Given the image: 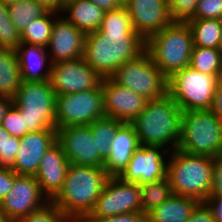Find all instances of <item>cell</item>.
I'll list each match as a JSON object with an SVG mask.
<instances>
[{"instance_id": "6da1fadb", "label": "cell", "mask_w": 222, "mask_h": 222, "mask_svg": "<svg viewBox=\"0 0 222 222\" xmlns=\"http://www.w3.org/2000/svg\"><path fill=\"white\" fill-rule=\"evenodd\" d=\"M145 50V40L133 29L124 5L104 13L97 31L85 35V62L102 78H109L125 62Z\"/></svg>"}, {"instance_id": "7a4b0ae2", "label": "cell", "mask_w": 222, "mask_h": 222, "mask_svg": "<svg viewBox=\"0 0 222 222\" xmlns=\"http://www.w3.org/2000/svg\"><path fill=\"white\" fill-rule=\"evenodd\" d=\"M108 178L104 168L70 164L61 190L51 201L72 222H82L93 210Z\"/></svg>"}, {"instance_id": "3957f363", "label": "cell", "mask_w": 222, "mask_h": 222, "mask_svg": "<svg viewBox=\"0 0 222 222\" xmlns=\"http://www.w3.org/2000/svg\"><path fill=\"white\" fill-rule=\"evenodd\" d=\"M181 108L167 93L147 101L142 112L131 122L142 146L178 149L181 136Z\"/></svg>"}, {"instance_id": "277c9868", "label": "cell", "mask_w": 222, "mask_h": 222, "mask_svg": "<svg viewBox=\"0 0 222 222\" xmlns=\"http://www.w3.org/2000/svg\"><path fill=\"white\" fill-rule=\"evenodd\" d=\"M167 178L173 194L206 202L212 191L213 157L170 151Z\"/></svg>"}, {"instance_id": "5b68a950", "label": "cell", "mask_w": 222, "mask_h": 222, "mask_svg": "<svg viewBox=\"0 0 222 222\" xmlns=\"http://www.w3.org/2000/svg\"><path fill=\"white\" fill-rule=\"evenodd\" d=\"M145 50L158 69L170 78L175 72L190 66L193 50L190 26L187 22L172 21L145 41Z\"/></svg>"}, {"instance_id": "8992f818", "label": "cell", "mask_w": 222, "mask_h": 222, "mask_svg": "<svg viewBox=\"0 0 222 222\" xmlns=\"http://www.w3.org/2000/svg\"><path fill=\"white\" fill-rule=\"evenodd\" d=\"M12 99L27 132L56 130V94L49 80L22 81Z\"/></svg>"}, {"instance_id": "52a82bcc", "label": "cell", "mask_w": 222, "mask_h": 222, "mask_svg": "<svg viewBox=\"0 0 222 222\" xmlns=\"http://www.w3.org/2000/svg\"><path fill=\"white\" fill-rule=\"evenodd\" d=\"M178 149L210 157L222 154V122L211 110L183 111Z\"/></svg>"}, {"instance_id": "ba28073f", "label": "cell", "mask_w": 222, "mask_h": 222, "mask_svg": "<svg viewBox=\"0 0 222 222\" xmlns=\"http://www.w3.org/2000/svg\"><path fill=\"white\" fill-rule=\"evenodd\" d=\"M109 78L148 101L168 93V78L158 69L146 50L118 67Z\"/></svg>"}, {"instance_id": "9c48e42d", "label": "cell", "mask_w": 222, "mask_h": 222, "mask_svg": "<svg viewBox=\"0 0 222 222\" xmlns=\"http://www.w3.org/2000/svg\"><path fill=\"white\" fill-rule=\"evenodd\" d=\"M218 80L187 66L168 78V94L182 111L210 110Z\"/></svg>"}, {"instance_id": "30bf717a", "label": "cell", "mask_w": 222, "mask_h": 222, "mask_svg": "<svg viewBox=\"0 0 222 222\" xmlns=\"http://www.w3.org/2000/svg\"><path fill=\"white\" fill-rule=\"evenodd\" d=\"M104 116L102 84L82 92L56 95V129L90 125Z\"/></svg>"}, {"instance_id": "8fae6325", "label": "cell", "mask_w": 222, "mask_h": 222, "mask_svg": "<svg viewBox=\"0 0 222 222\" xmlns=\"http://www.w3.org/2000/svg\"><path fill=\"white\" fill-rule=\"evenodd\" d=\"M131 212H142L140 185L120 177H109L86 218H103Z\"/></svg>"}, {"instance_id": "7c38bea8", "label": "cell", "mask_w": 222, "mask_h": 222, "mask_svg": "<svg viewBox=\"0 0 222 222\" xmlns=\"http://www.w3.org/2000/svg\"><path fill=\"white\" fill-rule=\"evenodd\" d=\"M169 156L170 151L163 146L140 145L119 177L138 185L164 179L167 177Z\"/></svg>"}, {"instance_id": "4fadbf2b", "label": "cell", "mask_w": 222, "mask_h": 222, "mask_svg": "<svg viewBox=\"0 0 222 222\" xmlns=\"http://www.w3.org/2000/svg\"><path fill=\"white\" fill-rule=\"evenodd\" d=\"M103 78L79 58L51 65L49 82L56 95L82 92L102 84Z\"/></svg>"}, {"instance_id": "5bb4252c", "label": "cell", "mask_w": 222, "mask_h": 222, "mask_svg": "<svg viewBox=\"0 0 222 222\" xmlns=\"http://www.w3.org/2000/svg\"><path fill=\"white\" fill-rule=\"evenodd\" d=\"M48 201L35 176L16 175L10 192L0 202V209L12 222H18Z\"/></svg>"}, {"instance_id": "9a60e30c", "label": "cell", "mask_w": 222, "mask_h": 222, "mask_svg": "<svg viewBox=\"0 0 222 222\" xmlns=\"http://www.w3.org/2000/svg\"><path fill=\"white\" fill-rule=\"evenodd\" d=\"M56 130L57 141L70 164L104 167L89 125L66 126Z\"/></svg>"}, {"instance_id": "2e32d148", "label": "cell", "mask_w": 222, "mask_h": 222, "mask_svg": "<svg viewBox=\"0 0 222 222\" xmlns=\"http://www.w3.org/2000/svg\"><path fill=\"white\" fill-rule=\"evenodd\" d=\"M84 42L85 34L59 14L54 19L51 37L46 47L51 64L82 58Z\"/></svg>"}, {"instance_id": "e0dca14e", "label": "cell", "mask_w": 222, "mask_h": 222, "mask_svg": "<svg viewBox=\"0 0 222 222\" xmlns=\"http://www.w3.org/2000/svg\"><path fill=\"white\" fill-rule=\"evenodd\" d=\"M103 109L106 117L131 123L146 106L147 99L110 78H103Z\"/></svg>"}, {"instance_id": "ac0fdd59", "label": "cell", "mask_w": 222, "mask_h": 222, "mask_svg": "<svg viewBox=\"0 0 222 222\" xmlns=\"http://www.w3.org/2000/svg\"><path fill=\"white\" fill-rule=\"evenodd\" d=\"M124 6L133 29L145 41L172 22L167 0H128Z\"/></svg>"}, {"instance_id": "d6986e66", "label": "cell", "mask_w": 222, "mask_h": 222, "mask_svg": "<svg viewBox=\"0 0 222 222\" xmlns=\"http://www.w3.org/2000/svg\"><path fill=\"white\" fill-rule=\"evenodd\" d=\"M57 141V130L32 131L20 138V146L10 167L17 175L37 173L46 151Z\"/></svg>"}, {"instance_id": "ffe728a7", "label": "cell", "mask_w": 222, "mask_h": 222, "mask_svg": "<svg viewBox=\"0 0 222 222\" xmlns=\"http://www.w3.org/2000/svg\"><path fill=\"white\" fill-rule=\"evenodd\" d=\"M69 165L61 144L56 141L44 154L35 174L42 193L49 200L61 190Z\"/></svg>"}, {"instance_id": "44dd1931", "label": "cell", "mask_w": 222, "mask_h": 222, "mask_svg": "<svg viewBox=\"0 0 222 222\" xmlns=\"http://www.w3.org/2000/svg\"><path fill=\"white\" fill-rule=\"evenodd\" d=\"M140 145L134 126L125 123L110 144L109 156L104 161L103 167L106 174L109 177H119Z\"/></svg>"}, {"instance_id": "7402d4cb", "label": "cell", "mask_w": 222, "mask_h": 222, "mask_svg": "<svg viewBox=\"0 0 222 222\" xmlns=\"http://www.w3.org/2000/svg\"><path fill=\"white\" fill-rule=\"evenodd\" d=\"M22 81L50 79L51 61L45 47L21 43L16 49Z\"/></svg>"}, {"instance_id": "603a6c76", "label": "cell", "mask_w": 222, "mask_h": 222, "mask_svg": "<svg viewBox=\"0 0 222 222\" xmlns=\"http://www.w3.org/2000/svg\"><path fill=\"white\" fill-rule=\"evenodd\" d=\"M104 13L89 0H63L60 12L85 35L99 29Z\"/></svg>"}, {"instance_id": "cb8c5ba5", "label": "cell", "mask_w": 222, "mask_h": 222, "mask_svg": "<svg viewBox=\"0 0 222 222\" xmlns=\"http://www.w3.org/2000/svg\"><path fill=\"white\" fill-rule=\"evenodd\" d=\"M199 203L195 198L172 194L147 214L149 222H187Z\"/></svg>"}, {"instance_id": "d4e9b609", "label": "cell", "mask_w": 222, "mask_h": 222, "mask_svg": "<svg viewBox=\"0 0 222 222\" xmlns=\"http://www.w3.org/2000/svg\"><path fill=\"white\" fill-rule=\"evenodd\" d=\"M21 82V71L16 51L0 47V95L13 98Z\"/></svg>"}, {"instance_id": "484cf974", "label": "cell", "mask_w": 222, "mask_h": 222, "mask_svg": "<svg viewBox=\"0 0 222 222\" xmlns=\"http://www.w3.org/2000/svg\"><path fill=\"white\" fill-rule=\"evenodd\" d=\"M59 14L58 12L48 10L43 16L27 24L20 33L21 43L39 45L46 48L51 37L54 19Z\"/></svg>"}, {"instance_id": "4316f807", "label": "cell", "mask_w": 222, "mask_h": 222, "mask_svg": "<svg viewBox=\"0 0 222 222\" xmlns=\"http://www.w3.org/2000/svg\"><path fill=\"white\" fill-rule=\"evenodd\" d=\"M193 46L219 49L222 23L219 19L188 20Z\"/></svg>"}, {"instance_id": "83f0119b", "label": "cell", "mask_w": 222, "mask_h": 222, "mask_svg": "<svg viewBox=\"0 0 222 222\" xmlns=\"http://www.w3.org/2000/svg\"><path fill=\"white\" fill-rule=\"evenodd\" d=\"M190 66L199 72L222 78V51L210 47L193 46Z\"/></svg>"}, {"instance_id": "f1b7e54d", "label": "cell", "mask_w": 222, "mask_h": 222, "mask_svg": "<svg viewBox=\"0 0 222 222\" xmlns=\"http://www.w3.org/2000/svg\"><path fill=\"white\" fill-rule=\"evenodd\" d=\"M124 124L122 121L104 116L89 125L93 139H96L99 155L104 161L109 156V148L113 138Z\"/></svg>"}, {"instance_id": "f546056e", "label": "cell", "mask_w": 222, "mask_h": 222, "mask_svg": "<svg viewBox=\"0 0 222 222\" xmlns=\"http://www.w3.org/2000/svg\"><path fill=\"white\" fill-rule=\"evenodd\" d=\"M173 194L167 177L152 183L140 185L141 210L150 213Z\"/></svg>"}, {"instance_id": "4dcf8cb0", "label": "cell", "mask_w": 222, "mask_h": 222, "mask_svg": "<svg viewBox=\"0 0 222 222\" xmlns=\"http://www.w3.org/2000/svg\"><path fill=\"white\" fill-rule=\"evenodd\" d=\"M48 9L33 0H19L8 6V14L14 26L21 33L34 19L43 16Z\"/></svg>"}, {"instance_id": "1f68e13d", "label": "cell", "mask_w": 222, "mask_h": 222, "mask_svg": "<svg viewBox=\"0 0 222 222\" xmlns=\"http://www.w3.org/2000/svg\"><path fill=\"white\" fill-rule=\"evenodd\" d=\"M20 44V32L10 19L8 6L0 0V47L15 50Z\"/></svg>"}, {"instance_id": "d6a6232c", "label": "cell", "mask_w": 222, "mask_h": 222, "mask_svg": "<svg viewBox=\"0 0 222 222\" xmlns=\"http://www.w3.org/2000/svg\"><path fill=\"white\" fill-rule=\"evenodd\" d=\"M18 222H72L49 200L43 206L30 212Z\"/></svg>"}, {"instance_id": "836d02e7", "label": "cell", "mask_w": 222, "mask_h": 222, "mask_svg": "<svg viewBox=\"0 0 222 222\" xmlns=\"http://www.w3.org/2000/svg\"><path fill=\"white\" fill-rule=\"evenodd\" d=\"M172 21L187 22L196 11L198 0H167Z\"/></svg>"}, {"instance_id": "e575fe53", "label": "cell", "mask_w": 222, "mask_h": 222, "mask_svg": "<svg viewBox=\"0 0 222 222\" xmlns=\"http://www.w3.org/2000/svg\"><path fill=\"white\" fill-rule=\"evenodd\" d=\"M0 126L3 127L11 136L22 138L28 132L24 129V122L20 116L19 109L12 104L6 111Z\"/></svg>"}, {"instance_id": "d590c367", "label": "cell", "mask_w": 222, "mask_h": 222, "mask_svg": "<svg viewBox=\"0 0 222 222\" xmlns=\"http://www.w3.org/2000/svg\"><path fill=\"white\" fill-rule=\"evenodd\" d=\"M222 0H198L194 16L190 20L197 19H221Z\"/></svg>"}, {"instance_id": "8d00e7d4", "label": "cell", "mask_w": 222, "mask_h": 222, "mask_svg": "<svg viewBox=\"0 0 222 222\" xmlns=\"http://www.w3.org/2000/svg\"><path fill=\"white\" fill-rule=\"evenodd\" d=\"M82 222H149V219L143 212H131L103 218H85Z\"/></svg>"}, {"instance_id": "74e56055", "label": "cell", "mask_w": 222, "mask_h": 222, "mask_svg": "<svg viewBox=\"0 0 222 222\" xmlns=\"http://www.w3.org/2000/svg\"><path fill=\"white\" fill-rule=\"evenodd\" d=\"M209 197H222V154L213 157V183Z\"/></svg>"}, {"instance_id": "f35d334b", "label": "cell", "mask_w": 222, "mask_h": 222, "mask_svg": "<svg viewBox=\"0 0 222 222\" xmlns=\"http://www.w3.org/2000/svg\"><path fill=\"white\" fill-rule=\"evenodd\" d=\"M187 222H217V220L207 202H200Z\"/></svg>"}, {"instance_id": "ab89813d", "label": "cell", "mask_w": 222, "mask_h": 222, "mask_svg": "<svg viewBox=\"0 0 222 222\" xmlns=\"http://www.w3.org/2000/svg\"><path fill=\"white\" fill-rule=\"evenodd\" d=\"M16 175L10 167L0 166V202L10 192Z\"/></svg>"}, {"instance_id": "60d3db41", "label": "cell", "mask_w": 222, "mask_h": 222, "mask_svg": "<svg viewBox=\"0 0 222 222\" xmlns=\"http://www.w3.org/2000/svg\"><path fill=\"white\" fill-rule=\"evenodd\" d=\"M20 146V138L10 136L9 138H5L4 144V167H11L17 151Z\"/></svg>"}, {"instance_id": "b9f144b4", "label": "cell", "mask_w": 222, "mask_h": 222, "mask_svg": "<svg viewBox=\"0 0 222 222\" xmlns=\"http://www.w3.org/2000/svg\"><path fill=\"white\" fill-rule=\"evenodd\" d=\"M210 110L222 122V78L218 80L215 87L213 103Z\"/></svg>"}, {"instance_id": "7bdbcfd3", "label": "cell", "mask_w": 222, "mask_h": 222, "mask_svg": "<svg viewBox=\"0 0 222 222\" xmlns=\"http://www.w3.org/2000/svg\"><path fill=\"white\" fill-rule=\"evenodd\" d=\"M211 207L217 222L222 220V197H209L206 201Z\"/></svg>"}, {"instance_id": "ee69618b", "label": "cell", "mask_w": 222, "mask_h": 222, "mask_svg": "<svg viewBox=\"0 0 222 222\" xmlns=\"http://www.w3.org/2000/svg\"><path fill=\"white\" fill-rule=\"evenodd\" d=\"M104 12L115 10L122 6L118 0H89Z\"/></svg>"}, {"instance_id": "f6af8a7d", "label": "cell", "mask_w": 222, "mask_h": 222, "mask_svg": "<svg viewBox=\"0 0 222 222\" xmlns=\"http://www.w3.org/2000/svg\"><path fill=\"white\" fill-rule=\"evenodd\" d=\"M36 3L42 4L49 11L60 13L62 10V0H33Z\"/></svg>"}, {"instance_id": "bcb514c9", "label": "cell", "mask_w": 222, "mask_h": 222, "mask_svg": "<svg viewBox=\"0 0 222 222\" xmlns=\"http://www.w3.org/2000/svg\"><path fill=\"white\" fill-rule=\"evenodd\" d=\"M13 104V99L0 95V123L1 120L4 118L6 111L9 109V107Z\"/></svg>"}, {"instance_id": "7dc6e473", "label": "cell", "mask_w": 222, "mask_h": 222, "mask_svg": "<svg viewBox=\"0 0 222 222\" xmlns=\"http://www.w3.org/2000/svg\"><path fill=\"white\" fill-rule=\"evenodd\" d=\"M11 135L0 126V166L4 167V144L5 138H9Z\"/></svg>"}, {"instance_id": "c3c4849f", "label": "cell", "mask_w": 222, "mask_h": 222, "mask_svg": "<svg viewBox=\"0 0 222 222\" xmlns=\"http://www.w3.org/2000/svg\"><path fill=\"white\" fill-rule=\"evenodd\" d=\"M0 222H12L0 209Z\"/></svg>"}, {"instance_id": "681fc988", "label": "cell", "mask_w": 222, "mask_h": 222, "mask_svg": "<svg viewBox=\"0 0 222 222\" xmlns=\"http://www.w3.org/2000/svg\"><path fill=\"white\" fill-rule=\"evenodd\" d=\"M3 3H5L7 6L12 5L16 3L19 0H1Z\"/></svg>"}, {"instance_id": "f907efd6", "label": "cell", "mask_w": 222, "mask_h": 222, "mask_svg": "<svg viewBox=\"0 0 222 222\" xmlns=\"http://www.w3.org/2000/svg\"><path fill=\"white\" fill-rule=\"evenodd\" d=\"M219 49L222 51V31H221V35H220V45H219Z\"/></svg>"}, {"instance_id": "816d5d0a", "label": "cell", "mask_w": 222, "mask_h": 222, "mask_svg": "<svg viewBox=\"0 0 222 222\" xmlns=\"http://www.w3.org/2000/svg\"><path fill=\"white\" fill-rule=\"evenodd\" d=\"M122 5H124L128 0H118Z\"/></svg>"}]
</instances>
